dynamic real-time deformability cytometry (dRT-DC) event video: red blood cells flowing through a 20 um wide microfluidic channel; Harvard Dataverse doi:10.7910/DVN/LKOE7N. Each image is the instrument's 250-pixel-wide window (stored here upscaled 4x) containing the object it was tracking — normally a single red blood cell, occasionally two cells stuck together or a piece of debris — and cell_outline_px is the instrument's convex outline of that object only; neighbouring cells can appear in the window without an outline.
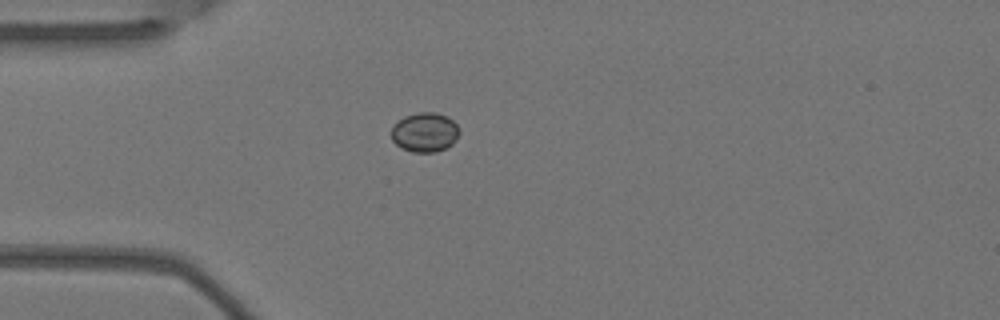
{"species": "Egyptian fruit bat (a non-hibernating species)", "species_latin": "Rousettus aegyptiacus", "temperature_condition": "warm", "stored_images_in_passage": 3, "camera_frame_rate_fps": 3000, "um_per_image_px": 0.085, "animal": {"sex": "female"}, "frame": {"image": 1, "passage_image": 3, "time_ms": 0.667, "image_size_px": [1000, 320], "cell_outline_px": [[460, 132], [456, 140], [452, 144], [436, 152], [412, 152], [400, 148], [392, 140], [392, 128], [404, 116], [420, 112], [436, 112], [448, 116], [460, 128]], "centroid_in_image_um": [36.13, 11.24], "position_along_channel_um": 48.9, "area_um2": 15.66}}